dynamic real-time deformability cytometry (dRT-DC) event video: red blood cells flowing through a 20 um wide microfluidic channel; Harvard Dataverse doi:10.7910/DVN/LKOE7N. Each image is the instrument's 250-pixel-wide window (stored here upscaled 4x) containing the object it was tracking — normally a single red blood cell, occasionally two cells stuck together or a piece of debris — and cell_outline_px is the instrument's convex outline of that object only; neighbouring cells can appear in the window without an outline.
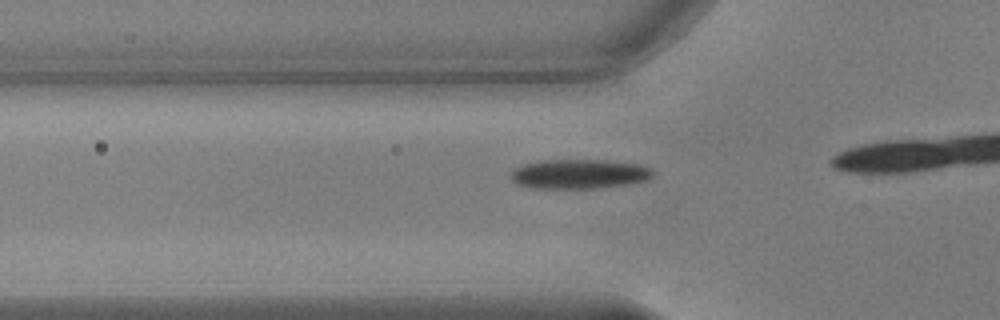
{"species": "common noctule bat (a hibernating species)", "species_latin": "Nyctalus noctula", "temperature_condition": "warm", "stored_images_in_passage": 8, "camera_frame_rate_fps": 3000, "um_per_image_px": 0.085, "animal": {"sex": "male", "body_mass_g": 17.9, "forearm_length_mm": 54.2}, "frame": {"image": 1, "passage_image": 3, "time_ms": 0.667, "image_size_px": [1000, 320], "cell_outline_px": [[656, 172], [652, 176], [644, 180], [624, 184], [596, 188], [532, 188], [516, 184], [508, 176], [512, 168], [524, 164], [540, 160], [608, 160], [640, 164], [652, 168]], "centroid_in_image_um": [49.17, 14.77], "position_along_channel_um": 76.6, "area_um2": 24.62}}
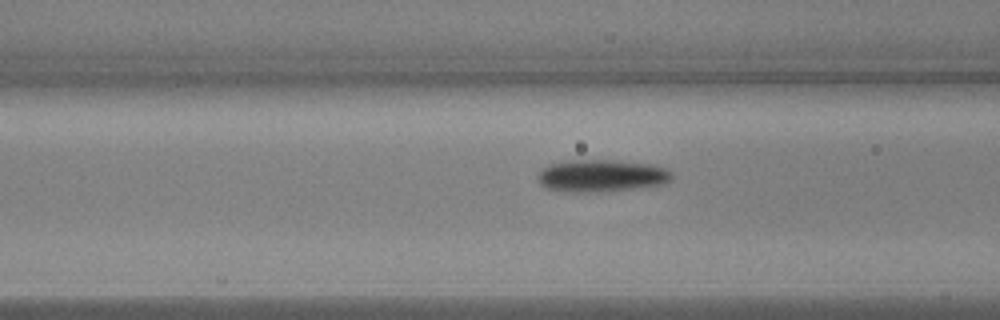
{"frame": {"image": 2, "passage_image": 6, "time_ms": 1.667, "image_size_px": [1000, 320], "cell_outline_px": [[672, 180], [664, 184], [636, 188], [600, 192], [572, 192], [544, 188], [540, 184], [540, 172], [544, 168], [552, 164], [572, 160], [608, 160], [648, 164], [664, 168], [672, 172]], "centroid_in_image_um": [51.16, 14.95], "position_along_channel_um": 115.4, "area_um2": 24.85}}